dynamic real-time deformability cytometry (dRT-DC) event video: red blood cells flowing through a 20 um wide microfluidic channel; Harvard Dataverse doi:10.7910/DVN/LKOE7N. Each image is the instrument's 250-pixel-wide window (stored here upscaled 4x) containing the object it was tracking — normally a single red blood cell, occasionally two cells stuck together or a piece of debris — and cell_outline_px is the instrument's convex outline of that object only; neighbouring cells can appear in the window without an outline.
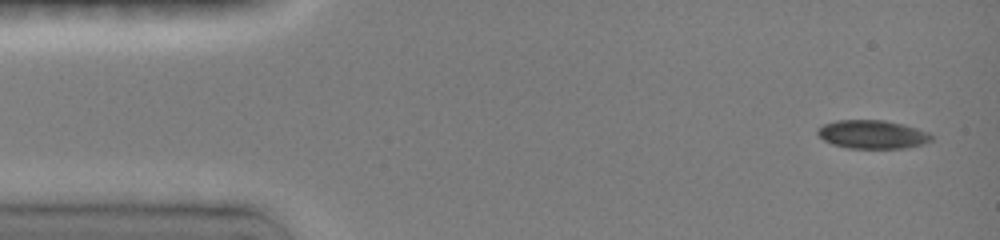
{"species": "common noctule bat (a hibernating species)", "species_latin": "Nyctalus noctula", "temperature_condition": "room temperature", "stored_images_in_passage": 14, "camera_frame_rate_fps": 3000, "um_per_image_px": 0.085, "animal": {"sex": "female", "body_mass_g": 19.0, "forearm_length_mm": 51.5}, "frame": {"image": 1, "passage_image": 1, "time_ms": 0.0, "image_size_px": [1000, 240], "cell_outline_px": [[932, 140], [924, 144], [908, 148], [848, 148], [832, 144], [824, 140], [816, 132], [816, 128], [824, 124], [836, 120], [884, 120], [904, 124], [928, 132], [932, 136]], "centroid_in_image_um": [74.15, 11.42], "position_along_channel_um": 10.8, "area_um2": 19.02}}
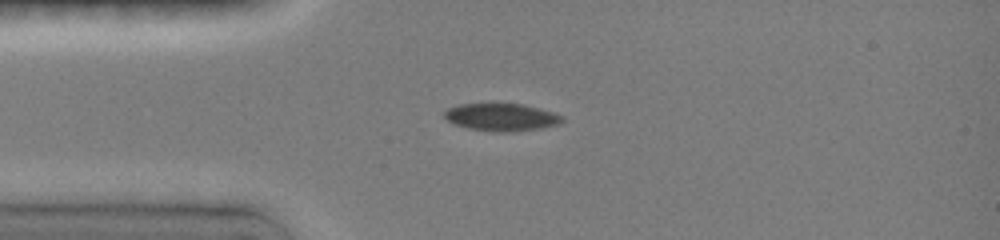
{"frame": {"image": 2, "passage_image": 7, "time_ms": 3.0, "image_size_px": [1000, 240], "cell_outline_px": [[564, 120], [560, 124], [544, 128], [508, 132], [496, 132], [468, 128], [456, 124], [448, 120], [444, 116], [444, 112], [448, 108], [456, 104], [488, 100], [524, 104], [540, 108], [564, 116]], "centroid_in_image_um": [42.61, 9.9], "position_along_channel_um": 42.4, "area_um2": 19.94}}
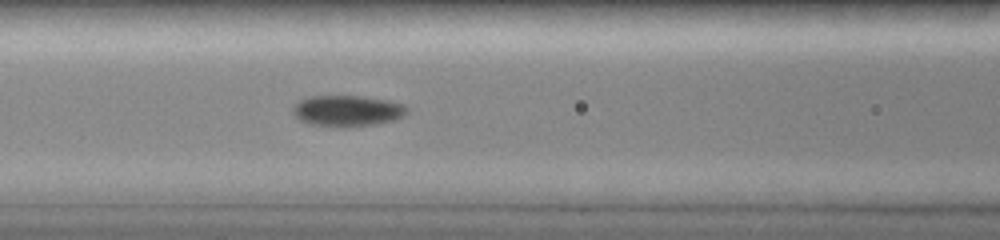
{"frame": {"image": 3, "passage_image": 14, "time_ms": 5.667, "image_size_px": [1000, 240], "cell_outline_px": [[408, 112], [404, 116], [396, 120], [348, 128], [340, 128], [308, 124], [300, 120], [292, 112], [292, 108], [300, 100], [312, 96], [356, 96], [384, 100], [404, 104], [408, 108]], "centroid_in_image_um": [29.52, 9.45], "position_along_channel_um": 137.1, "area_um2": 20.75}}